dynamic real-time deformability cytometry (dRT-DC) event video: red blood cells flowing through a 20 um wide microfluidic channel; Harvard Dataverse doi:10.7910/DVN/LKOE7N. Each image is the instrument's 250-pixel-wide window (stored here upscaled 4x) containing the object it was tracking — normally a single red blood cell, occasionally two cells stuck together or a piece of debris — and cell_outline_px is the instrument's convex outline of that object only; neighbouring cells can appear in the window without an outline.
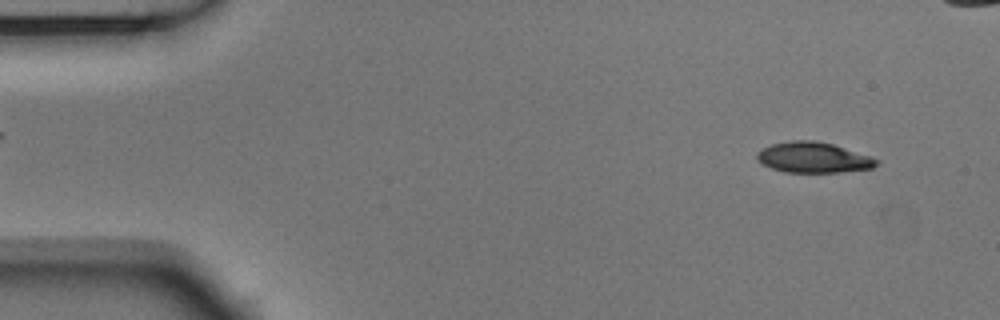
{"species": "Egyptian fruit bat (a non-hibernating species)", "species_latin": "Rousettus aegyptiacus", "temperature_condition": "room temperature", "stored_images_in_passage": 54, "camera_frame_rate_fps": 3000, "um_per_image_px": 0.085, "animal": {"sex": "male"}, "frame": {"image": 1, "passage_image": 4, "time_ms": 1.0, "image_size_px": [1000, 320], "cell_outline_px": [[880, 164], [872, 168], [840, 172], [784, 172], [772, 168], [756, 160], [756, 152], [772, 144], [792, 140], [812, 140], [832, 144], [872, 156], [880, 160]], "centroid_in_image_um": [69.16, 13.39], "position_along_channel_um": 15.8, "area_um2": 21.33}}
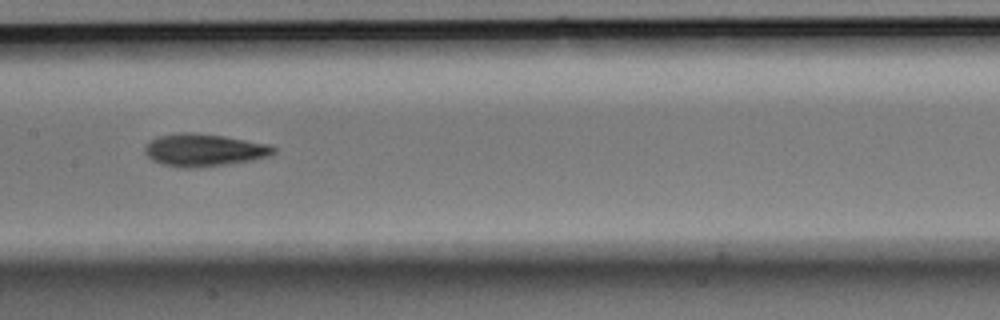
{"frame": {"image": 2, "passage_image": 26, "time_ms": 8.333, "image_size_px": [1000, 320], "cell_outline_px": [[276, 152], [272, 156], [252, 160], [224, 164], [192, 168], [180, 168], [164, 164], [152, 160], [144, 152], [144, 148], [156, 136], [180, 132], [188, 132], [224, 136], [272, 144], [276, 148]], "centroid_in_image_um": [17.38, 12.75], "position_along_channel_um": 190.0, "area_um2": 24.45}}
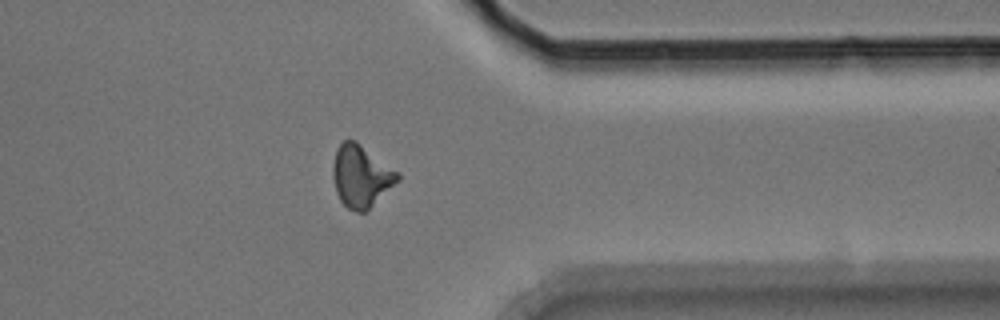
{"frame": {"image": 3, "passage_image": 42, "time_ms": 13.667, "image_size_px": [1000, 320], "cell_outline_px": [[400, 180], [364, 212], [356, 212], [348, 208], [340, 200], [336, 192], [332, 176], [332, 164], [336, 148], [344, 140], [356, 140], [400, 172]], "centroid_in_image_um": [30.69, 14.94], "position_along_channel_um": 380.7, "area_um2": 23.58}, "authors_computed_cell_mechanics": {"area_um2": 22.4264, "velocity_mm_per_s": 3.7378, "shape_relaxation_time_tau1_ms": 7.2081, "shape_relaxation_time_tau2_ms": 4.1211, "deformation_change_tau1": 0.1863, "deformation_change_tau2": 0.1204}}